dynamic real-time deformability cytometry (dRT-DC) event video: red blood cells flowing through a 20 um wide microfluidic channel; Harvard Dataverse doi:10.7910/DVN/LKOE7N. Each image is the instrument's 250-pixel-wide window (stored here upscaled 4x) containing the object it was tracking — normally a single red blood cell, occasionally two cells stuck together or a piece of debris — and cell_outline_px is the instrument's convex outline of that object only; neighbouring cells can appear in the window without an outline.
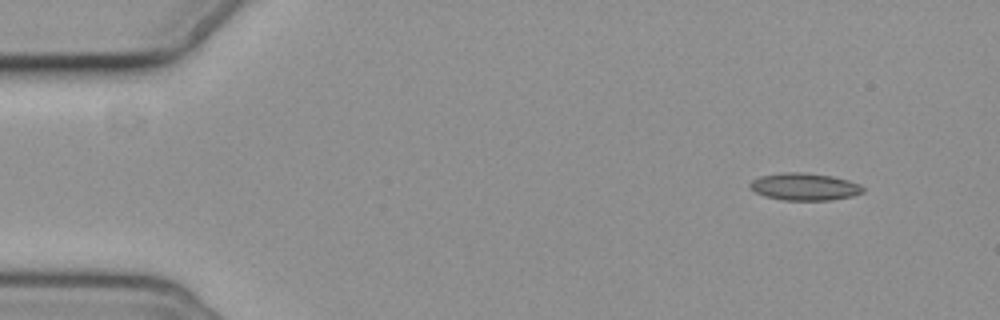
{"species": "common noctule bat (a hibernating species)", "species_latin": "Nyctalus noctula", "temperature_condition": "cold", "stored_images_in_passage": 3, "camera_frame_rate_fps": 3000, "um_per_image_px": 0.085, "animal": {"sex": "female", "body_mass_g": 19.3, "forearm_length_mm": 54.1}, "frame": {"image": 1, "passage_image": 1, "time_ms": 0.0, "image_size_px": [1000, 320], "cell_outline_px": [[864, 192], [852, 196], [832, 200], [784, 200], [764, 196], [748, 188], [748, 184], [752, 180], [760, 176], [780, 172], [804, 172], [832, 176], [848, 180], [860, 184], [864, 188]], "centroid_in_image_um": [68.36, 15.86], "position_along_channel_um": 16.6, "area_um2": 18.15}}
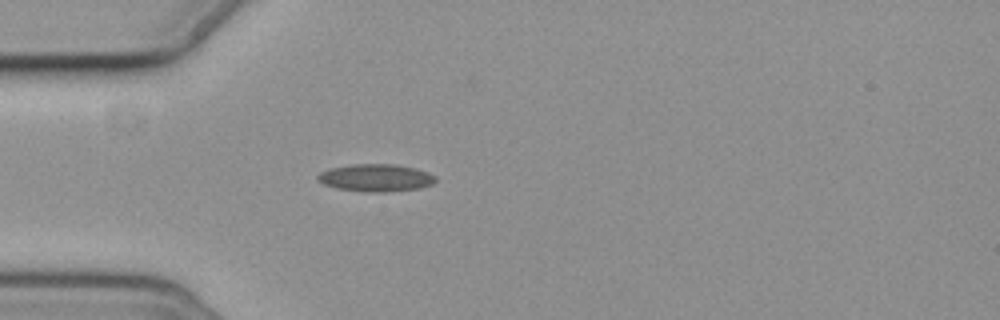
{"frame": {"image": 2, "passage_image": 3, "time_ms": 3.667, "image_size_px": [1000, 320], "cell_outline_px": [[436, 180], [432, 184], [420, 188], [384, 192], [368, 192], [336, 188], [324, 184], [316, 180], [316, 176], [320, 172], [328, 168], [352, 164], [396, 164], [416, 168], [428, 172], [436, 176]], "centroid_in_image_um": [31.93, 15.1], "position_along_channel_um": 53.1, "area_um2": 19.02}}